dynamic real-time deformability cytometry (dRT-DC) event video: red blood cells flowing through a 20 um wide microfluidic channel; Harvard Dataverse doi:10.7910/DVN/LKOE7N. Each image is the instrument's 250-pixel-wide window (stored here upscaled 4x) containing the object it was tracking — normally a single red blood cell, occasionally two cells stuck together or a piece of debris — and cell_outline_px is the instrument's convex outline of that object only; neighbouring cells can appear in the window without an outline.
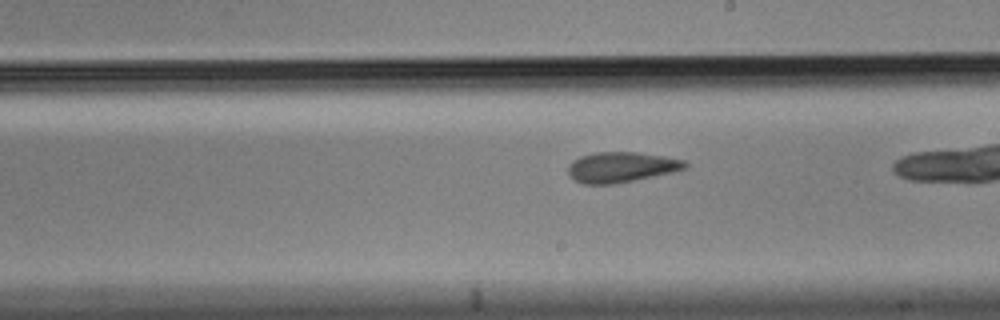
{"species": "Egyptian fruit bat (a non-hibernating species)", "species_latin": "Rousettus aegyptiacus", "temperature_condition": "cold", "stored_images_in_passage": 29, "camera_frame_rate_fps": 3000, "um_per_image_px": 0.085, "animal": {"sex": "male"}, "frame": {"image": 1, "passage_image": 17, "time_ms": 5.333, "image_size_px": [1000, 320], "cell_outline_px": [[688, 168], [676, 172], [616, 184], [584, 184], [568, 176], [568, 164], [572, 160], [580, 156], [596, 152], [636, 152], [664, 156], [684, 160], [688, 164]], "centroid_in_image_um": [52.83, 14.21], "position_along_channel_um": 236.2, "area_um2": 21.04}}
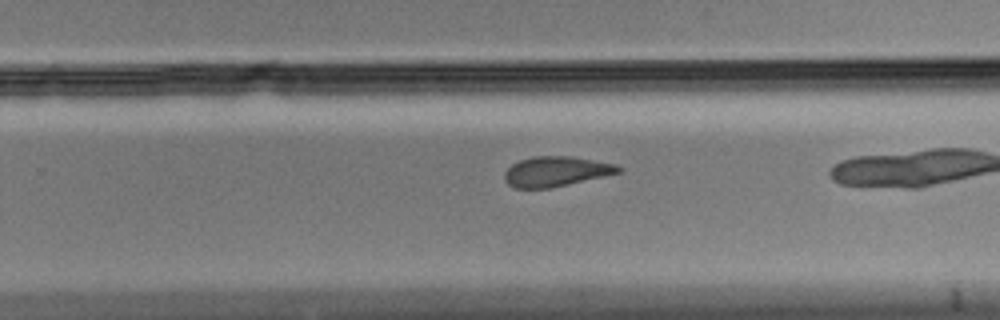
{"frame": {"image": 2, "passage_image": 21, "time_ms": 6.667, "image_size_px": [1000, 320], "cell_outline_px": [[624, 168], [620, 172], [604, 176], [568, 184], [548, 188], [516, 188], [508, 184], [504, 180], [504, 172], [512, 164], [520, 160], [532, 156], [572, 156], [616, 164]], "centroid_in_image_um": [47.25, 14.56], "position_along_channel_um": 282.5, "area_um2": 19.88}}